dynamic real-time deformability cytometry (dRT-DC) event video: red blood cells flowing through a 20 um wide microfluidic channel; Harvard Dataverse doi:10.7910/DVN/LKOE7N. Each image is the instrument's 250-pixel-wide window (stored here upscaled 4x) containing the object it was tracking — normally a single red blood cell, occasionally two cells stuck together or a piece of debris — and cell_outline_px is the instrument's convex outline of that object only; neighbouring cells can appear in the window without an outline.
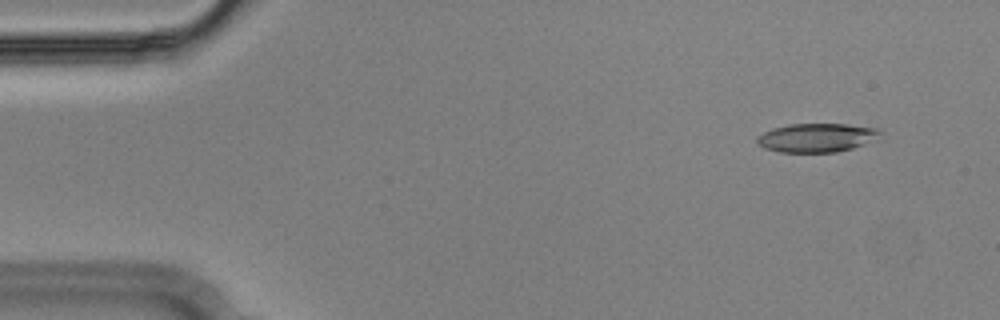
{"species": "Egyptian fruit bat (a non-hibernating species)", "species_latin": "Rousettus aegyptiacus", "temperature_condition": "cold", "stored_images_in_passage": 14, "camera_frame_rate_fps": 3000, "um_per_image_px": 0.085, "animal": {"sex": "male"}, "frame": {"image": 1, "passage_image": 5, "time_ms": 1.333, "image_size_px": [1000, 320], "cell_outline_px": [[880, 140], [852, 148], [836, 152], [780, 152], [764, 148], [756, 144], [756, 136], [772, 128], [788, 124], [848, 124], [876, 128], [880, 132]], "centroid_in_image_um": [69.42, 11.7], "position_along_channel_um": 15.6, "area_um2": 20.92}}